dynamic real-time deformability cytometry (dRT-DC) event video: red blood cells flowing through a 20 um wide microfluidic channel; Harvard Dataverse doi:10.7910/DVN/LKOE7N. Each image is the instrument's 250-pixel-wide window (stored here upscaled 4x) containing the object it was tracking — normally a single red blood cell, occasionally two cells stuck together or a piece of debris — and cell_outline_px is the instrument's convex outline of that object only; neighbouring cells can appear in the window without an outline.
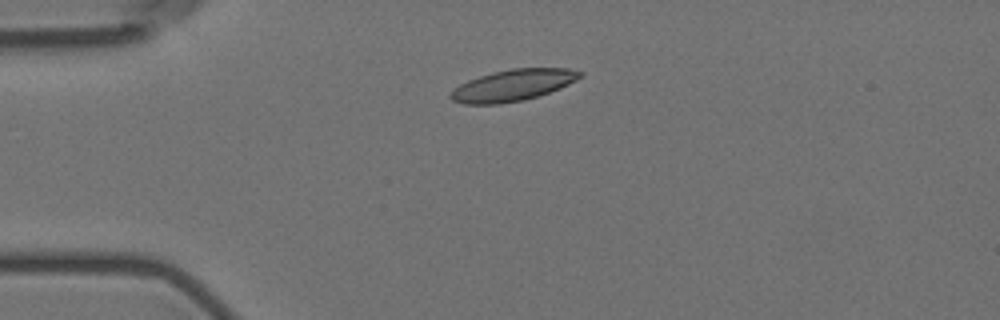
{"species": "Egyptian fruit bat (a non-hibernating species)", "species_latin": "Rousettus aegyptiacus", "temperature_condition": "room temperature", "stored_images_in_passage": 3, "camera_frame_rate_fps": 3000, "um_per_image_px": 0.085, "animal": {"sex": "female"}, "frame": {"image": 1, "passage_image": 2, "time_ms": 1.333, "image_size_px": [1000, 320], "cell_outline_px": [[584, 72], [576, 80], [560, 88], [524, 100], [500, 104], [464, 104], [452, 100], [448, 96], [460, 84], [468, 80], [492, 72], [512, 68], [568, 68]], "centroid_in_image_um": [43.59, 7.24], "position_along_channel_um": 41.4, "area_um2": 23.52}}